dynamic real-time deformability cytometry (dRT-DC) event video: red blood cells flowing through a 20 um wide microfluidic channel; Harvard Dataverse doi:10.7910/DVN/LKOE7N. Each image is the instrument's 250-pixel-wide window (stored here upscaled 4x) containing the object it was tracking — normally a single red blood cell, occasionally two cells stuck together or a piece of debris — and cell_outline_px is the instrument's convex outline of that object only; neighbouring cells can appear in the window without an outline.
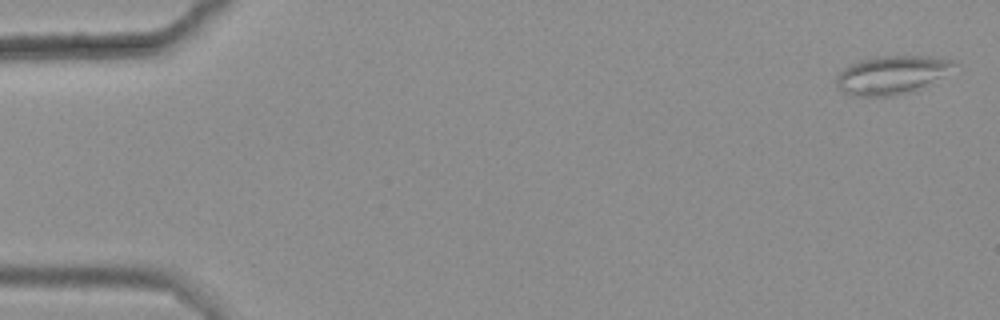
{"species": "common noctule bat (a hibernating species)", "species_latin": "Nyctalus noctula", "temperature_condition": "warm", "stored_images_in_passage": 5, "camera_frame_rate_fps": 3000, "um_per_image_px": 0.085, "animal": {"sex": "female", "body_mass_g": 25.1}, "frame": {"image": 1, "passage_image": 1, "time_ms": 0.0, "image_size_px": [1000, 320], "cell_outline_px": [[960, 64], [924, 88], [916, 92], [892, 96], [852, 96], [840, 92], [836, 88], [836, 76], [848, 64], [860, 60], [876, 56], [932, 56], [956, 60]], "centroid_in_image_um": [75.81, 6.38], "position_along_channel_um": 9.2, "area_um2": 27.11}}